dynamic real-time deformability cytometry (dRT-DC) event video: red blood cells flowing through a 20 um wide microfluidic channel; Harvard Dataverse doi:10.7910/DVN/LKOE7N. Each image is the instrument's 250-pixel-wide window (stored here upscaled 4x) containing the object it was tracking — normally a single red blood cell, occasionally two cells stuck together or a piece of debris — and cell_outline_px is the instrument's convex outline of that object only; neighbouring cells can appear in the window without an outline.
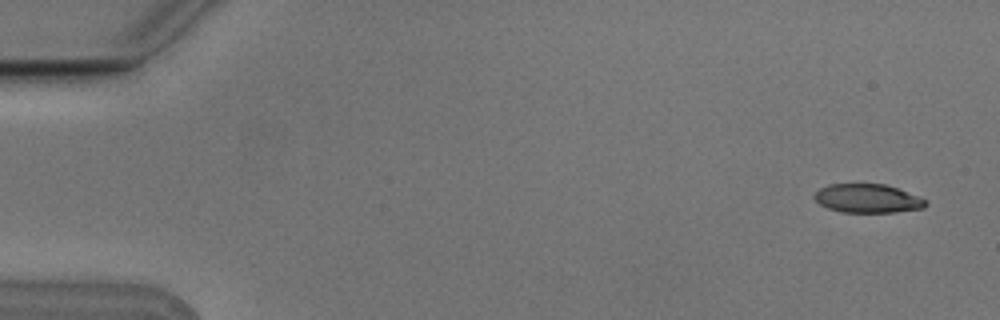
{"species": "Egyptian fruit bat (a non-hibernating species)", "species_latin": "Rousettus aegyptiacus", "temperature_condition": "cold", "stored_images_in_passage": 4, "camera_frame_rate_fps": 3000, "um_per_image_px": 0.085, "animal": {"sex": "male"}, "frame": {"image": 1, "passage_image": 1, "time_ms": 0.0, "image_size_px": [1000, 320], "cell_outline_px": [[928, 204], [924, 208], [896, 212], [840, 212], [828, 208], [820, 204], [812, 196], [820, 188], [828, 184], [884, 184], [896, 188], [928, 200]], "centroid_in_image_um": [73.74, 16.87], "position_along_channel_um": 11.3, "area_um2": 18.61}}